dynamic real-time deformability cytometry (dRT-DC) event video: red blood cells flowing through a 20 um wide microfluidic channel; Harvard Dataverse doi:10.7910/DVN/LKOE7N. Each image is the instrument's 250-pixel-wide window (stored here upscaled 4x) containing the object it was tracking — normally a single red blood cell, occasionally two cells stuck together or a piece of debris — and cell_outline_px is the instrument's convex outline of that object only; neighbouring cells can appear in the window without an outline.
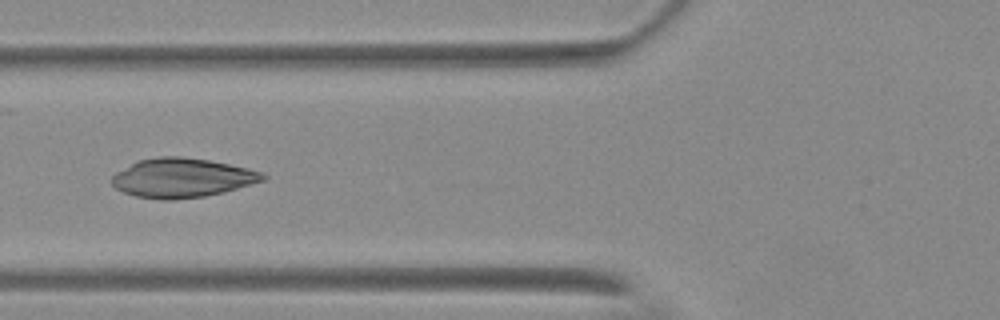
{"species": "Egyptian fruit bat (a non-hibernating species)", "species_latin": "Rousettus aegyptiacus", "temperature_condition": "warm", "stored_images_in_passage": 7, "camera_frame_rate_fps": 3000, "um_per_image_px": 0.085, "animal": {"sex": "female"}, "frame": {"image": 1, "passage_image": 6, "time_ms": 7.0, "image_size_px": [1000, 320], "cell_outline_px": [[268, 176], [264, 180], [224, 192], [204, 196], [172, 200], [160, 200], [136, 196], [124, 192], [116, 188], [112, 184], [112, 176], [116, 172], [140, 160], [160, 156], [180, 156], [208, 160], [248, 168], [260, 172]], "centroid_in_image_um": [15.47, 15.12], "position_along_channel_um": 110.3, "area_um2": 34.22}}
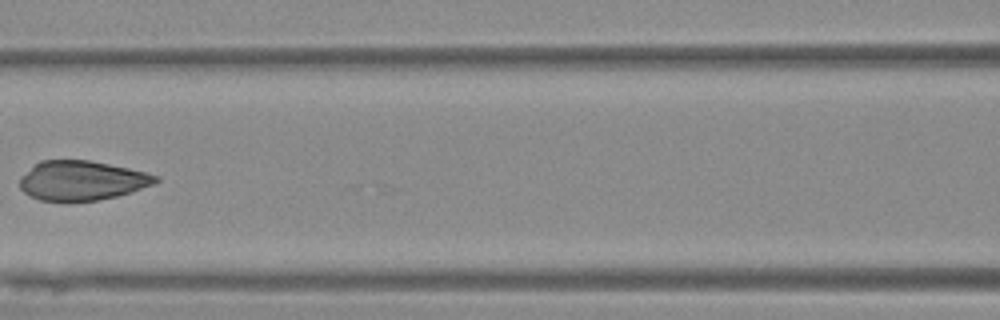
{"frame": {"image": 2, "passage_image": 7, "time_ms": 8.333, "image_size_px": [1000, 320], "cell_outline_px": [[160, 180], [152, 184], [132, 192], [116, 196], [96, 200], [40, 200], [24, 192], [20, 188], [20, 176], [40, 160], [88, 160], [128, 168], [160, 176]], "centroid_in_image_um": [6.95, 15.33], "position_along_channel_um": 159.6, "area_um2": 30.87}}